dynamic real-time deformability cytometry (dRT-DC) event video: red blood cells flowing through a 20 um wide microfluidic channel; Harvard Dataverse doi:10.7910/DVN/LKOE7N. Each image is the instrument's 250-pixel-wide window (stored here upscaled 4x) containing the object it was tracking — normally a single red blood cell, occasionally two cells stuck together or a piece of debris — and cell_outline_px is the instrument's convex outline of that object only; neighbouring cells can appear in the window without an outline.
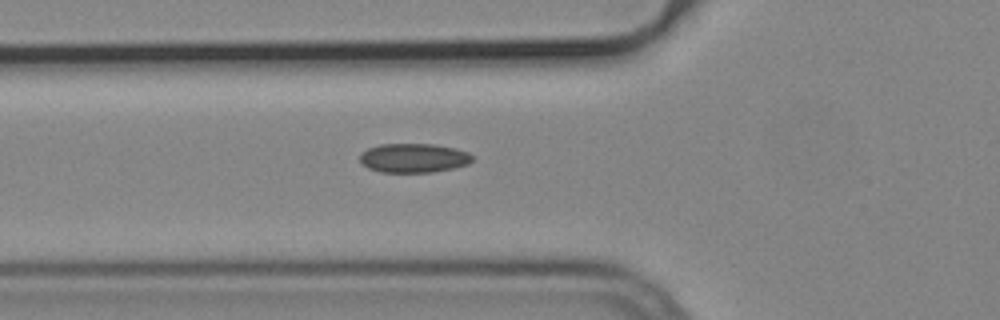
{"species": "common noctule bat (a hibernating species)", "species_latin": "Nyctalus noctula", "temperature_condition": "cold", "stored_images_in_passage": 10, "camera_frame_rate_fps": 3000, "um_per_image_px": 0.085, "animal": {"sex": "male", "body_mass_g": 19.2, "forearm_length_mm": 51.8}, "frame": {"image": 1, "passage_image": 2, "time_ms": 0.333, "image_size_px": [1000, 320], "cell_outline_px": [[472, 160], [468, 164], [452, 168], [432, 172], [380, 172], [368, 168], [360, 160], [360, 152], [368, 148], [380, 144], [436, 144], [456, 148], [468, 152], [472, 156]], "centroid_in_image_um": [35.15, 13.42], "position_along_channel_um": 90.6, "area_um2": 19.13}}